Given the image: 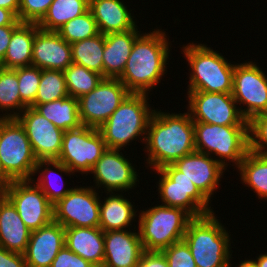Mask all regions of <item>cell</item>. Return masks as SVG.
I'll list each match as a JSON object with an SVG mask.
<instances>
[{
  "instance_id": "obj_15",
  "label": "cell",
  "mask_w": 267,
  "mask_h": 267,
  "mask_svg": "<svg viewBox=\"0 0 267 267\" xmlns=\"http://www.w3.org/2000/svg\"><path fill=\"white\" fill-rule=\"evenodd\" d=\"M100 197L93 186L72 187L53 205V221L68 227H99Z\"/></svg>"
},
{
  "instance_id": "obj_13",
  "label": "cell",
  "mask_w": 267,
  "mask_h": 267,
  "mask_svg": "<svg viewBox=\"0 0 267 267\" xmlns=\"http://www.w3.org/2000/svg\"><path fill=\"white\" fill-rule=\"evenodd\" d=\"M231 94L247 121L267 113V76L255 62L235 64Z\"/></svg>"
},
{
  "instance_id": "obj_2",
  "label": "cell",
  "mask_w": 267,
  "mask_h": 267,
  "mask_svg": "<svg viewBox=\"0 0 267 267\" xmlns=\"http://www.w3.org/2000/svg\"><path fill=\"white\" fill-rule=\"evenodd\" d=\"M166 37L165 31L154 29L141 33L135 40L124 71L118 77L131 93L148 94L160 83L170 53Z\"/></svg>"
},
{
  "instance_id": "obj_17",
  "label": "cell",
  "mask_w": 267,
  "mask_h": 267,
  "mask_svg": "<svg viewBox=\"0 0 267 267\" xmlns=\"http://www.w3.org/2000/svg\"><path fill=\"white\" fill-rule=\"evenodd\" d=\"M96 187L105 192H123L132 189L139 182L138 174L132 163L124 157L120 149L107 148L90 172ZM98 186V187H97Z\"/></svg>"
},
{
  "instance_id": "obj_37",
  "label": "cell",
  "mask_w": 267,
  "mask_h": 267,
  "mask_svg": "<svg viewBox=\"0 0 267 267\" xmlns=\"http://www.w3.org/2000/svg\"><path fill=\"white\" fill-rule=\"evenodd\" d=\"M18 77V89L21 101L30 107L34 102L38 92L41 79V69L36 66H24L14 69Z\"/></svg>"
},
{
  "instance_id": "obj_46",
  "label": "cell",
  "mask_w": 267,
  "mask_h": 267,
  "mask_svg": "<svg viewBox=\"0 0 267 267\" xmlns=\"http://www.w3.org/2000/svg\"><path fill=\"white\" fill-rule=\"evenodd\" d=\"M0 7L13 11L18 16L19 0H0Z\"/></svg>"
},
{
  "instance_id": "obj_10",
  "label": "cell",
  "mask_w": 267,
  "mask_h": 267,
  "mask_svg": "<svg viewBox=\"0 0 267 267\" xmlns=\"http://www.w3.org/2000/svg\"><path fill=\"white\" fill-rule=\"evenodd\" d=\"M106 149L98 129L81 125L64 131L58 161L73 173L81 172L87 176Z\"/></svg>"
},
{
  "instance_id": "obj_7",
  "label": "cell",
  "mask_w": 267,
  "mask_h": 267,
  "mask_svg": "<svg viewBox=\"0 0 267 267\" xmlns=\"http://www.w3.org/2000/svg\"><path fill=\"white\" fill-rule=\"evenodd\" d=\"M138 231L144 251H162L183 240L193 217L184 209L158 205L139 214Z\"/></svg>"
},
{
  "instance_id": "obj_11",
  "label": "cell",
  "mask_w": 267,
  "mask_h": 267,
  "mask_svg": "<svg viewBox=\"0 0 267 267\" xmlns=\"http://www.w3.org/2000/svg\"><path fill=\"white\" fill-rule=\"evenodd\" d=\"M130 93L118 78H103L92 91L78 98L82 125L99 129Z\"/></svg>"
},
{
  "instance_id": "obj_8",
  "label": "cell",
  "mask_w": 267,
  "mask_h": 267,
  "mask_svg": "<svg viewBox=\"0 0 267 267\" xmlns=\"http://www.w3.org/2000/svg\"><path fill=\"white\" fill-rule=\"evenodd\" d=\"M38 160L25 129L16 118H0V163L12 180L33 179Z\"/></svg>"
},
{
  "instance_id": "obj_45",
  "label": "cell",
  "mask_w": 267,
  "mask_h": 267,
  "mask_svg": "<svg viewBox=\"0 0 267 267\" xmlns=\"http://www.w3.org/2000/svg\"><path fill=\"white\" fill-rule=\"evenodd\" d=\"M21 23L13 11L0 7V26L20 25Z\"/></svg>"
},
{
  "instance_id": "obj_14",
  "label": "cell",
  "mask_w": 267,
  "mask_h": 267,
  "mask_svg": "<svg viewBox=\"0 0 267 267\" xmlns=\"http://www.w3.org/2000/svg\"><path fill=\"white\" fill-rule=\"evenodd\" d=\"M188 112L194 122L248 125L231 93L188 91Z\"/></svg>"
},
{
  "instance_id": "obj_21",
  "label": "cell",
  "mask_w": 267,
  "mask_h": 267,
  "mask_svg": "<svg viewBox=\"0 0 267 267\" xmlns=\"http://www.w3.org/2000/svg\"><path fill=\"white\" fill-rule=\"evenodd\" d=\"M128 229L104 232L102 267H137L144 249L139 231Z\"/></svg>"
},
{
  "instance_id": "obj_27",
  "label": "cell",
  "mask_w": 267,
  "mask_h": 267,
  "mask_svg": "<svg viewBox=\"0 0 267 267\" xmlns=\"http://www.w3.org/2000/svg\"><path fill=\"white\" fill-rule=\"evenodd\" d=\"M36 23L22 22L12 33L5 57L0 67L15 69L32 64V50Z\"/></svg>"
},
{
  "instance_id": "obj_41",
  "label": "cell",
  "mask_w": 267,
  "mask_h": 267,
  "mask_svg": "<svg viewBox=\"0 0 267 267\" xmlns=\"http://www.w3.org/2000/svg\"><path fill=\"white\" fill-rule=\"evenodd\" d=\"M51 267H95L89 261L64 246L52 261Z\"/></svg>"
},
{
  "instance_id": "obj_36",
  "label": "cell",
  "mask_w": 267,
  "mask_h": 267,
  "mask_svg": "<svg viewBox=\"0 0 267 267\" xmlns=\"http://www.w3.org/2000/svg\"><path fill=\"white\" fill-rule=\"evenodd\" d=\"M57 32L70 44L99 34L96 20L90 10L68 21Z\"/></svg>"
},
{
  "instance_id": "obj_38",
  "label": "cell",
  "mask_w": 267,
  "mask_h": 267,
  "mask_svg": "<svg viewBox=\"0 0 267 267\" xmlns=\"http://www.w3.org/2000/svg\"><path fill=\"white\" fill-rule=\"evenodd\" d=\"M248 125L249 150L267 156V113L253 117Z\"/></svg>"
},
{
  "instance_id": "obj_12",
  "label": "cell",
  "mask_w": 267,
  "mask_h": 267,
  "mask_svg": "<svg viewBox=\"0 0 267 267\" xmlns=\"http://www.w3.org/2000/svg\"><path fill=\"white\" fill-rule=\"evenodd\" d=\"M34 182V178L14 180L2 191L31 231L53 221V204Z\"/></svg>"
},
{
  "instance_id": "obj_34",
  "label": "cell",
  "mask_w": 267,
  "mask_h": 267,
  "mask_svg": "<svg viewBox=\"0 0 267 267\" xmlns=\"http://www.w3.org/2000/svg\"><path fill=\"white\" fill-rule=\"evenodd\" d=\"M63 73L69 96L77 99L92 91L104 78L101 74L76 63H72Z\"/></svg>"
},
{
  "instance_id": "obj_29",
  "label": "cell",
  "mask_w": 267,
  "mask_h": 267,
  "mask_svg": "<svg viewBox=\"0 0 267 267\" xmlns=\"http://www.w3.org/2000/svg\"><path fill=\"white\" fill-rule=\"evenodd\" d=\"M88 10L89 0H53L37 25L42 30L57 32L65 23Z\"/></svg>"
},
{
  "instance_id": "obj_48",
  "label": "cell",
  "mask_w": 267,
  "mask_h": 267,
  "mask_svg": "<svg viewBox=\"0 0 267 267\" xmlns=\"http://www.w3.org/2000/svg\"><path fill=\"white\" fill-rule=\"evenodd\" d=\"M254 261L257 267H267V252L266 254H260Z\"/></svg>"
},
{
  "instance_id": "obj_18",
  "label": "cell",
  "mask_w": 267,
  "mask_h": 267,
  "mask_svg": "<svg viewBox=\"0 0 267 267\" xmlns=\"http://www.w3.org/2000/svg\"><path fill=\"white\" fill-rule=\"evenodd\" d=\"M183 176L195 184L196 187L211 201L214 191L220 183L224 168L213 156L194 151L183 156L172 164Z\"/></svg>"
},
{
  "instance_id": "obj_3",
  "label": "cell",
  "mask_w": 267,
  "mask_h": 267,
  "mask_svg": "<svg viewBox=\"0 0 267 267\" xmlns=\"http://www.w3.org/2000/svg\"><path fill=\"white\" fill-rule=\"evenodd\" d=\"M148 99L145 93H130L98 129L107 148L122 150L140 136L145 142L149 121L155 112Z\"/></svg>"
},
{
  "instance_id": "obj_4",
  "label": "cell",
  "mask_w": 267,
  "mask_h": 267,
  "mask_svg": "<svg viewBox=\"0 0 267 267\" xmlns=\"http://www.w3.org/2000/svg\"><path fill=\"white\" fill-rule=\"evenodd\" d=\"M215 213L193 218L183 240L189 246L197 267H228L232 254L230 237Z\"/></svg>"
},
{
  "instance_id": "obj_39",
  "label": "cell",
  "mask_w": 267,
  "mask_h": 267,
  "mask_svg": "<svg viewBox=\"0 0 267 267\" xmlns=\"http://www.w3.org/2000/svg\"><path fill=\"white\" fill-rule=\"evenodd\" d=\"M169 267H197L191 250L184 240L173 243L161 251Z\"/></svg>"
},
{
  "instance_id": "obj_49",
  "label": "cell",
  "mask_w": 267,
  "mask_h": 267,
  "mask_svg": "<svg viewBox=\"0 0 267 267\" xmlns=\"http://www.w3.org/2000/svg\"><path fill=\"white\" fill-rule=\"evenodd\" d=\"M230 264L231 262L228 264V267H231ZM238 267H257V265L254 260L249 259V260L241 261Z\"/></svg>"
},
{
  "instance_id": "obj_9",
  "label": "cell",
  "mask_w": 267,
  "mask_h": 267,
  "mask_svg": "<svg viewBox=\"0 0 267 267\" xmlns=\"http://www.w3.org/2000/svg\"><path fill=\"white\" fill-rule=\"evenodd\" d=\"M156 172L160 176L157 183L161 205L184 209L193 218L214 213L209 207L210 200L172 164L156 169Z\"/></svg>"
},
{
  "instance_id": "obj_16",
  "label": "cell",
  "mask_w": 267,
  "mask_h": 267,
  "mask_svg": "<svg viewBox=\"0 0 267 267\" xmlns=\"http://www.w3.org/2000/svg\"><path fill=\"white\" fill-rule=\"evenodd\" d=\"M16 119L25 129L37 160H58L64 131L32 107H26Z\"/></svg>"
},
{
  "instance_id": "obj_28",
  "label": "cell",
  "mask_w": 267,
  "mask_h": 267,
  "mask_svg": "<svg viewBox=\"0 0 267 267\" xmlns=\"http://www.w3.org/2000/svg\"><path fill=\"white\" fill-rule=\"evenodd\" d=\"M34 109L63 131L76 129L82 125L79 116V103L75 97L67 96L48 103L38 104Z\"/></svg>"
},
{
  "instance_id": "obj_1",
  "label": "cell",
  "mask_w": 267,
  "mask_h": 267,
  "mask_svg": "<svg viewBox=\"0 0 267 267\" xmlns=\"http://www.w3.org/2000/svg\"><path fill=\"white\" fill-rule=\"evenodd\" d=\"M147 164L161 169L195 151L194 121L190 113H153L145 140Z\"/></svg>"
},
{
  "instance_id": "obj_26",
  "label": "cell",
  "mask_w": 267,
  "mask_h": 267,
  "mask_svg": "<svg viewBox=\"0 0 267 267\" xmlns=\"http://www.w3.org/2000/svg\"><path fill=\"white\" fill-rule=\"evenodd\" d=\"M109 197L100 200V224L99 227L105 231L125 230L132 227L133 220L137 216L133 204L124 198L122 194L107 192Z\"/></svg>"
},
{
  "instance_id": "obj_20",
  "label": "cell",
  "mask_w": 267,
  "mask_h": 267,
  "mask_svg": "<svg viewBox=\"0 0 267 267\" xmlns=\"http://www.w3.org/2000/svg\"><path fill=\"white\" fill-rule=\"evenodd\" d=\"M65 246V228L55 221L31 231L24 257L27 267H51L58 252Z\"/></svg>"
},
{
  "instance_id": "obj_25",
  "label": "cell",
  "mask_w": 267,
  "mask_h": 267,
  "mask_svg": "<svg viewBox=\"0 0 267 267\" xmlns=\"http://www.w3.org/2000/svg\"><path fill=\"white\" fill-rule=\"evenodd\" d=\"M134 29L105 35L103 77L118 78L124 71L135 40L141 35Z\"/></svg>"
},
{
  "instance_id": "obj_5",
  "label": "cell",
  "mask_w": 267,
  "mask_h": 267,
  "mask_svg": "<svg viewBox=\"0 0 267 267\" xmlns=\"http://www.w3.org/2000/svg\"><path fill=\"white\" fill-rule=\"evenodd\" d=\"M191 74L188 91L232 93L235 64L205 44L182 47Z\"/></svg>"
},
{
  "instance_id": "obj_47",
  "label": "cell",
  "mask_w": 267,
  "mask_h": 267,
  "mask_svg": "<svg viewBox=\"0 0 267 267\" xmlns=\"http://www.w3.org/2000/svg\"><path fill=\"white\" fill-rule=\"evenodd\" d=\"M12 180L4 173L0 163V192H2Z\"/></svg>"
},
{
  "instance_id": "obj_40",
  "label": "cell",
  "mask_w": 267,
  "mask_h": 267,
  "mask_svg": "<svg viewBox=\"0 0 267 267\" xmlns=\"http://www.w3.org/2000/svg\"><path fill=\"white\" fill-rule=\"evenodd\" d=\"M53 0H19L18 19L21 22L38 23L47 13Z\"/></svg>"
},
{
  "instance_id": "obj_31",
  "label": "cell",
  "mask_w": 267,
  "mask_h": 267,
  "mask_svg": "<svg viewBox=\"0 0 267 267\" xmlns=\"http://www.w3.org/2000/svg\"><path fill=\"white\" fill-rule=\"evenodd\" d=\"M72 62L84 66L88 70L95 71L103 76V52L105 47V35L96 36L71 43Z\"/></svg>"
},
{
  "instance_id": "obj_22",
  "label": "cell",
  "mask_w": 267,
  "mask_h": 267,
  "mask_svg": "<svg viewBox=\"0 0 267 267\" xmlns=\"http://www.w3.org/2000/svg\"><path fill=\"white\" fill-rule=\"evenodd\" d=\"M31 230L20 218L12 202L0 192V245L10 252L24 254Z\"/></svg>"
},
{
  "instance_id": "obj_24",
  "label": "cell",
  "mask_w": 267,
  "mask_h": 267,
  "mask_svg": "<svg viewBox=\"0 0 267 267\" xmlns=\"http://www.w3.org/2000/svg\"><path fill=\"white\" fill-rule=\"evenodd\" d=\"M65 246L95 267L104 263V231L100 227L65 228Z\"/></svg>"
},
{
  "instance_id": "obj_6",
  "label": "cell",
  "mask_w": 267,
  "mask_h": 267,
  "mask_svg": "<svg viewBox=\"0 0 267 267\" xmlns=\"http://www.w3.org/2000/svg\"><path fill=\"white\" fill-rule=\"evenodd\" d=\"M194 138L195 150L210 156L214 154L217 156L214 159L224 168L227 161L238 167L249 152V125L194 122Z\"/></svg>"
},
{
  "instance_id": "obj_42",
  "label": "cell",
  "mask_w": 267,
  "mask_h": 267,
  "mask_svg": "<svg viewBox=\"0 0 267 267\" xmlns=\"http://www.w3.org/2000/svg\"><path fill=\"white\" fill-rule=\"evenodd\" d=\"M137 267H169V265L162 252L144 251Z\"/></svg>"
},
{
  "instance_id": "obj_33",
  "label": "cell",
  "mask_w": 267,
  "mask_h": 267,
  "mask_svg": "<svg viewBox=\"0 0 267 267\" xmlns=\"http://www.w3.org/2000/svg\"><path fill=\"white\" fill-rule=\"evenodd\" d=\"M26 107L20 98L16 71L0 67V111H6L0 118H16Z\"/></svg>"
},
{
  "instance_id": "obj_30",
  "label": "cell",
  "mask_w": 267,
  "mask_h": 267,
  "mask_svg": "<svg viewBox=\"0 0 267 267\" xmlns=\"http://www.w3.org/2000/svg\"><path fill=\"white\" fill-rule=\"evenodd\" d=\"M240 179L262 200H267V156L250 151L237 167Z\"/></svg>"
},
{
  "instance_id": "obj_32",
  "label": "cell",
  "mask_w": 267,
  "mask_h": 267,
  "mask_svg": "<svg viewBox=\"0 0 267 267\" xmlns=\"http://www.w3.org/2000/svg\"><path fill=\"white\" fill-rule=\"evenodd\" d=\"M51 167H54L56 171L58 170L61 173L62 172L65 174L68 173L70 175L71 173L74 175V173L70 169H68L67 166H65L58 160H39L37 162L34 175L40 173L41 176H38L39 178H37L36 180L37 183L35 182V184L41 189V191L46 195L48 200L54 205L58 200L64 198L72 190V188L65 189L63 188L64 184L63 185L58 184L60 185V188H58L59 187L58 185H57L58 187H56V185L54 186V183L52 182L53 180L51 179L58 174V171L56 173V171L52 170L53 168ZM58 180L61 181V177L59 175H58Z\"/></svg>"
},
{
  "instance_id": "obj_43",
  "label": "cell",
  "mask_w": 267,
  "mask_h": 267,
  "mask_svg": "<svg viewBox=\"0 0 267 267\" xmlns=\"http://www.w3.org/2000/svg\"><path fill=\"white\" fill-rule=\"evenodd\" d=\"M0 267H27L24 254L10 252L0 245Z\"/></svg>"
},
{
  "instance_id": "obj_23",
  "label": "cell",
  "mask_w": 267,
  "mask_h": 267,
  "mask_svg": "<svg viewBox=\"0 0 267 267\" xmlns=\"http://www.w3.org/2000/svg\"><path fill=\"white\" fill-rule=\"evenodd\" d=\"M121 0H89L91 11L99 30L104 35L134 29V16Z\"/></svg>"
},
{
  "instance_id": "obj_19",
  "label": "cell",
  "mask_w": 267,
  "mask_h": 267,
  "mask_svg": "<svg viewBox=\"0 0 267 267\" xmlns=\"http://www.w3.org/2000/svg\"><path fill=\"white\" fill-rule=\"evenodd\" d=\"M71 45L58 32L45 31L36 23L32 64L41 70H66L72 64Z\"/></svg>"
},
{
  "instance_id": "obj_44",
  "label": "cell",
  "mask_w": 267,
  "mask_h": 267,
  "mask_svg": "<svg viewBox=\"0 0 267 267\" xmlns=\"http://www.w3.org/2000/svg\"><path fill=\"white\" fill-rule=\"evenodd\" d=\"M18 26L19 25L0 26V63L5 57L7 47L12 38V33Z\"/></svg>"
},
{
  "instance_id": "obj_35",
  "label": "cell",
  "mask_w": 267,
  "mask_h": 267,
  "mask_svg": "<svg viewBox=\"0 0 267 267\" xmlns=\"http://www.w3.org/2000/svg\"><path fill=\"white\" fill-rule=\"evenodd\" d=\"M69 96L65 76L61 70H41V79L35 102L30 106L48 103Z\"/></svg>"
}]
</instances>
